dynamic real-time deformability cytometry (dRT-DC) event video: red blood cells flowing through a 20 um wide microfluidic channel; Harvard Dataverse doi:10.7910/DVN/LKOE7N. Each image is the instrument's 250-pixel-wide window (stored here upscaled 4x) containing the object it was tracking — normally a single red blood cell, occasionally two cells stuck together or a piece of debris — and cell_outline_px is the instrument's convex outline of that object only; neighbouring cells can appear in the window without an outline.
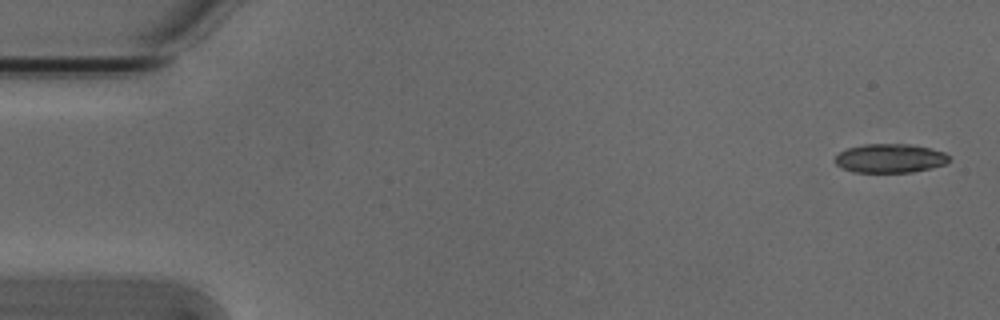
{"species": "Egyptian fruit bat (a non-hibernating species)", "species_latin": "Rousettus aegyptiacus", "temperature_condition": "cold", "stored_images_in_passage": 5, "camera_frame_rate_fps": 3000, "um_per_image_px": 0.085, "animal": {"sex": "male"}, "frame": {"image": 1, "passage_image": 1, "time_ms": 0.0, "image_size_px": [1000, 320], "cell_outline_px": [[948, 160], [944, 164], [932, 168], [912, 172], [852, 172], [840, 168], [832, 160], [840, 152], [848, 148], [864, 144], [912, 144], [944, 152], [948, 156]], "centroid_in_image_um": [75.6, 13.46], "position_along_channel_um": 9.4, "area_um2": 19.25}}
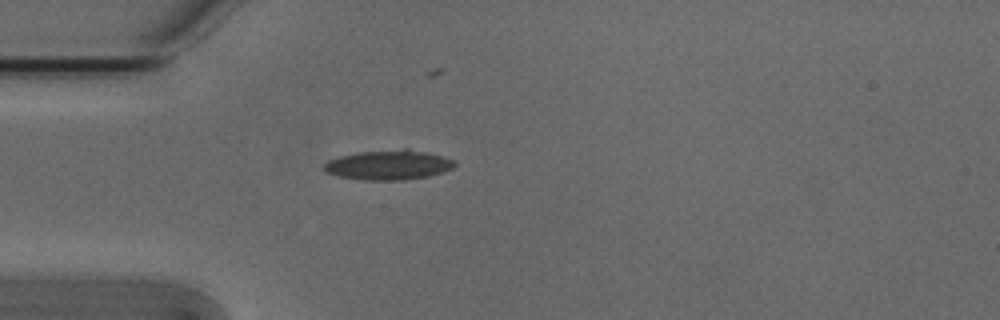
{"frame": {"image": 2, "passage_image": 4, "time_ms": 1.0, "image_size_px": [1000, 320], "cell_outline_px": [[456, 164], [452, 168], [428, 176], [404, 180], [364, 180], [340, 176], [328, 172], [324, 168], [324, 164], [328, 160], [340, 156], [360, 152], [404, 148], [408, 148], [440, 156], [452, 160]], "centroid_in_image_um": [33.01, 14.01], "position_along_channel_um": 52.0, "area_um2": 22.25}}